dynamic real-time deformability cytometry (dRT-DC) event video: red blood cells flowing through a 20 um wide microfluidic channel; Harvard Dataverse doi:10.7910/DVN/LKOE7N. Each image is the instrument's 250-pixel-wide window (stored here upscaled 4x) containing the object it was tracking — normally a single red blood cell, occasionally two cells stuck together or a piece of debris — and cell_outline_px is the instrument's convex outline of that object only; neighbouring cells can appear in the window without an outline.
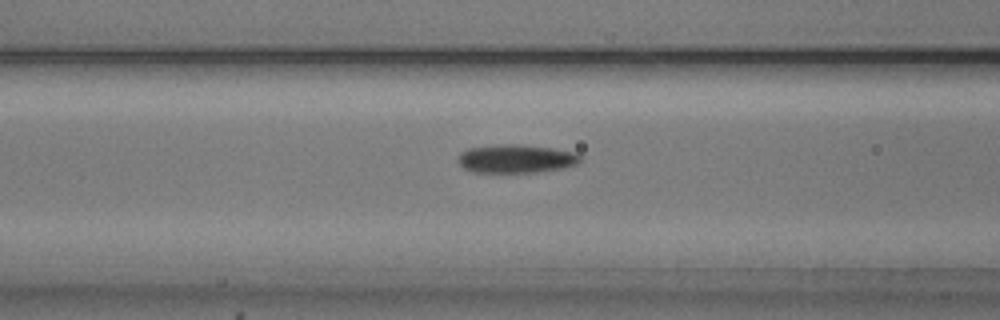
{"species": "common noctule bat (a hibernating species)", "species_latin": "Nyctalus noctula", "temperature_condition": "cold", "stored_images_in_passage": 43, "camera_frame_rate_fps": 3000, "um_per_image_px": 0.085, "animal": {"sex": "male", "body_mass_g": 20.5, "forearm_length_mm": 52.5}, "frame": {"image": 1, "passage_image": 11, "time_ms": 3.333, "image_size_px": [1000, 320], "cell_outline_px": [[584, 160], [576, 164], [564, 168], [536, 172], [472, 172], [464, 168], [460, 164], [460, 152], [468, 148], [500, 144], [520, 144], [552, 148], [576, 152], [584, 156]], "centroid_in_image_um": [43.94, 13.48], "position_along_channel_um": 122.7, "area_um2": 20.4}}
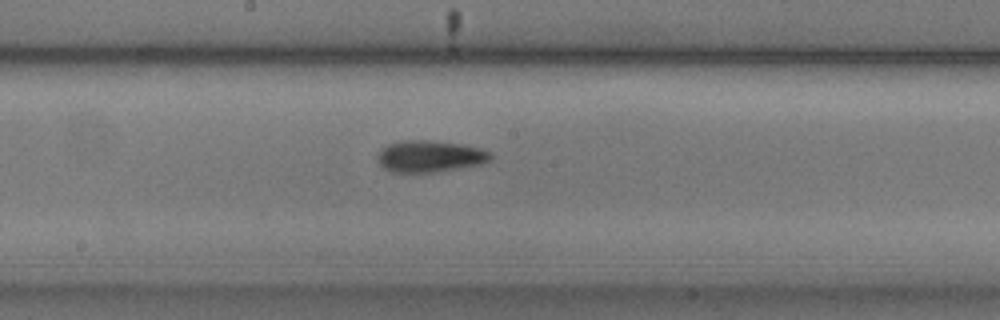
{"frame": {"image": 2, "passage_image": 18, "time_ms": 5.667, "image_size_px": [1000, 320], "cell_outline_px": [[492, 156], [488, 160], [480, 164], [432, 172], [392, 172], [384, 168], [380, 164], [376, 156], [380, 148], [388, 144], [400, 140], [424, 140], [464, 144], [480, 148], [492, 152]], "centroid_in_image_um": [36.49, 13.27], "position_along_channel_um": 211.7, "area_um2": 20.81}}
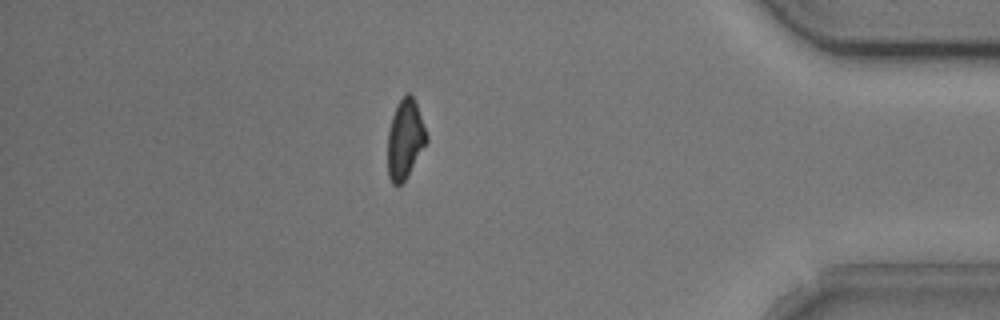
{"frame": {"image": 3, "passage_image": 36, "time_ms": 11.667, "image_size_px": [1000, 320], "cell_outline_px": [[428, 140], [404, 180], [400, 184], [392, 184], [388, 176], [388, 132], [392, 116], [404, 92], [408, 92], [412, 96], [416, 104], [428, 136]], "centroid_in_image_um": [34.42, 11.81], "position_along_channel_um": 400.8, "area_um2": 17.57}, "authors_computed_cell_mechanics": {"area_um2": 19.652, "velocity_mm_per_s": 3.8006, "shape_relaxation_time_tau1_ms": 3.9062, "shape_relaxation_time_tau2_ms": 10.0208, "deformation_change_tau1": 0.1509, "deformation_change_tau2": 0.1953}}